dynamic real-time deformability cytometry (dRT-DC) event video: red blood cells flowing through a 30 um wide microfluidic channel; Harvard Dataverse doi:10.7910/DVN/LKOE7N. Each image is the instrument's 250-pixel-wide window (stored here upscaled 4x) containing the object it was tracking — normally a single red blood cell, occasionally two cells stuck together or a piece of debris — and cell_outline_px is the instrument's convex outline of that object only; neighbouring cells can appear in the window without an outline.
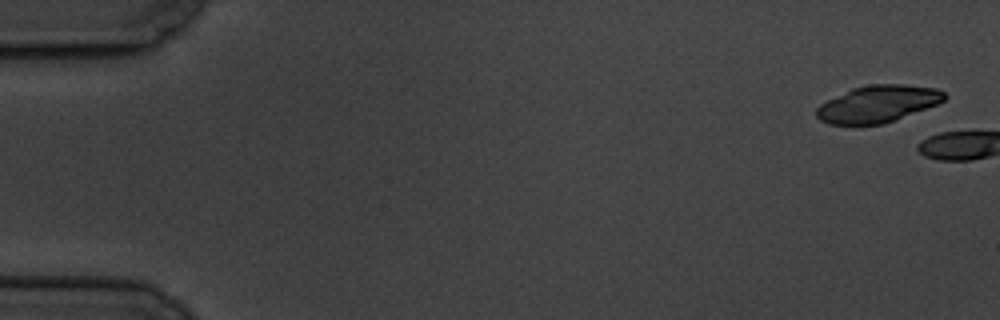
{"species": "common noctule bat (a hibernating species)", "species_latin": "Nyctalus noctula", "temperature_condition": "cold", "stored_images_in_passage": 2, "camera_frame_rate_fps": 3000, "um_per_image_px": 0.085, "animal": {"sex": "male", "body_mass_g": 19.5, "forearm_length_mm": 54.6}, "frame": {"image": 1, "passage_image": 1, "time_ms": 0.0, "image_size_px": [1000, 320], "cell_outline_px": [[948, 96], [944, 100], [936, 104], [896, 120], [884, 124], [828, 124], [820, 120], [816, 116], [816, 108], [820, 104], [852, 88], [868, 84], [904, 84], [936, 88], [944, 92]], "centroid_in_image_um": [74.62, 8.82], "position_along_channel_um": 10.4, "area_um2": 27.46}}